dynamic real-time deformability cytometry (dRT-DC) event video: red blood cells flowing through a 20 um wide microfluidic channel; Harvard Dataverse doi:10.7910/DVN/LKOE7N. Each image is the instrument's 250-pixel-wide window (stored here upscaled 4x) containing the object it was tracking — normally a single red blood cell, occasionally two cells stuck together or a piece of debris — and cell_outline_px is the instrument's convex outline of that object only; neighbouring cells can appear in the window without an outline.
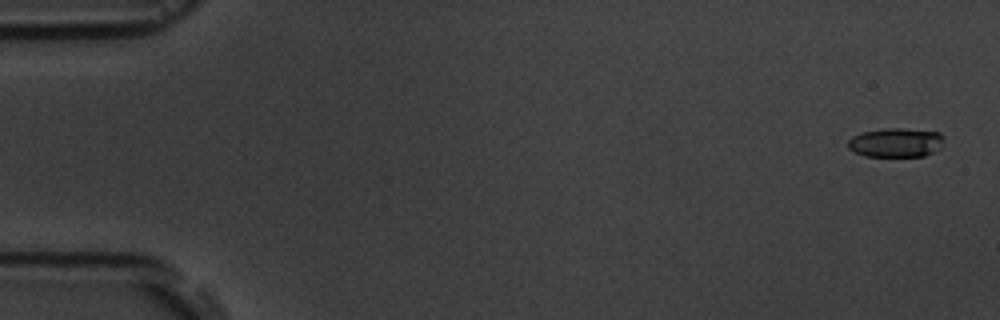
{"species": "common noctule bat (a hibernating species)", "species_latin": "Nyctalus noctula", "temperature_condition": "room temperature", "stored_images_in_passage": 9, "camera_frame_rate_fps": 3000, "um_per_image_px": 0.085, "animal": {"sex": "male", "body_mass_g": 19.5, "forearm_length_mm": 54.6}, "frame": {"image": 1, "passage_image": 1, "time_ms": 0.0, "image_size_px": [1000, 320], "cell_outline_px": [[944, 136], [940, 148], [924, 156], [864, 156], [848, 148], [848, 140], [852, 136], [860, 132], [888, 128], [900, 128], [940, 132]], "centroid_in_image_um": [76.14, 12.11], "position_along_channel_um": 8.9, "area_um2": 16.3}}
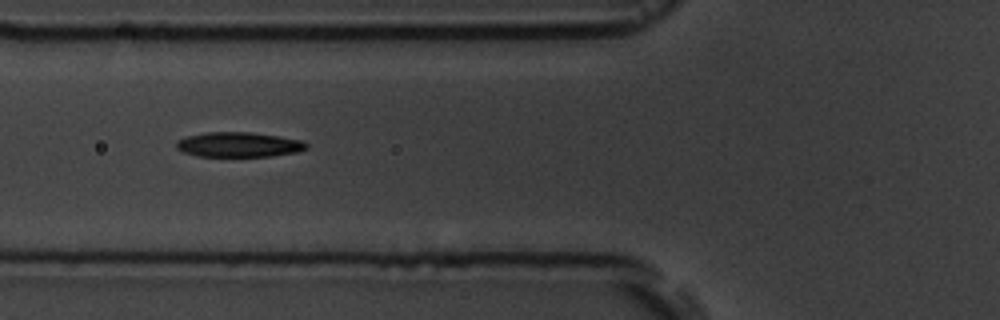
{"frame": {"image": 2, "passage_image": 6, "time_ms": 6.667, "image_size_px": [1000, 320], "cell_outline_px": [[308, 148], [296, 152], [272, 156], [196, 156], [184, 152], [176, 148], [176, 140], [188, 136], [208, 132], [248, 132], [280, 136], [304, 140], [308, 144]], "centroid_in_image_um": [20.32, 12.29], "position_along_channel_um": 105.5, "area_um2": 18.9}}
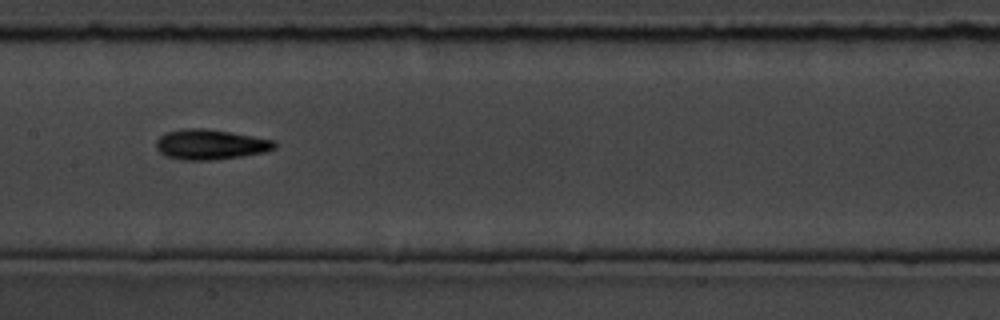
{"frame": {"image": 3, "passage_image": 8, "time_ms": 9.0, "image_size_px": [1000, 320], "cell_outline_px": [[276, 148], [264, 152], [244, 156], [212, 160], [184, 160], [164, 156], [156, 148], [156, 140], [160, 136], [168, 132], [180, 128], [204, 128], [232, 132], [276, 140]], "centroid_in_image_um": [17.89, 12.28], "position_along_channel_um": 189.5, "area_um2": 21.04}}